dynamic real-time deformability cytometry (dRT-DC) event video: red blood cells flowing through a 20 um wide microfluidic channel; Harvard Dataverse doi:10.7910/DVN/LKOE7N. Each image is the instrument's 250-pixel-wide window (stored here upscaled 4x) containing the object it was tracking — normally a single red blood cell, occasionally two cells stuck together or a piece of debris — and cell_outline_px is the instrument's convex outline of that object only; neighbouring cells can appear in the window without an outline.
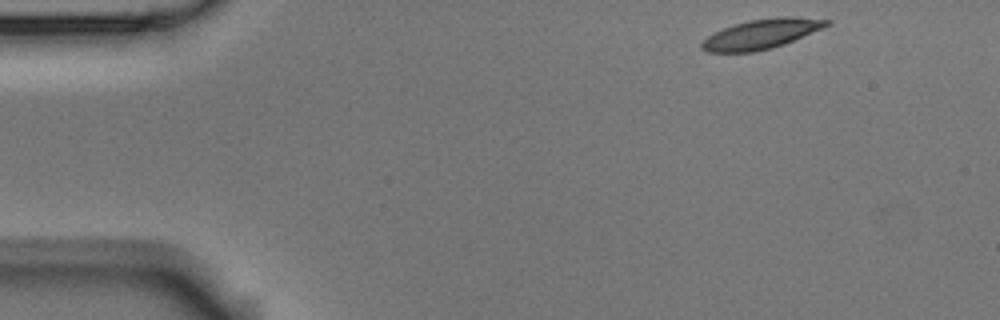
{"species": "Egyptian fruit bat (a non-hibernating species)", "species_latin": "Rousettus aegyptiacus", "temperature_condition": "room temperature", "stored_images_in_passage": 5, "segment_of_instrument_passage": [1, 2], "camera_frame_rate_fps": 3000, "um_per_image_px": 0.085, "animal": {"sex": "male"}, "frame": {"image": 1, "passage_image": 1, "time_ms": 0.0, "image_size_px": [1000, 320], "cell_outline_px": [[832, 24], [784, 44], [772, 48], [752, 52], [708, 52], [700, 48], [700, 44], [708, 36], [732, 24], [748, 20], [776, 16], [792, 16], [832, 20]], "centroid_in_image_um": [64.74, 2.87], "position_along_channel_um": 20.3, "area_um2": 21.68}}
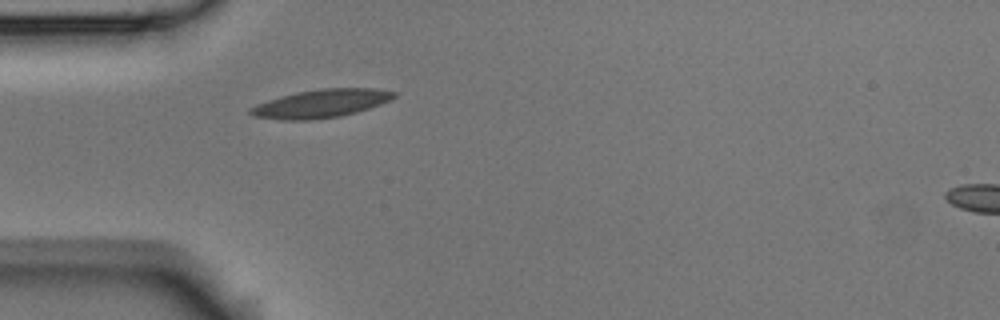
{"frame": {"image": 2, "passage_image": 4, "time_ms": 3.333, "image_size_px": [1000, 320], "cell_outline_px": [[396, 96], [392, 100], [356, 112], [340, 116], [308, 120], [280, 120], [252, 116], [248, 112], [248, 108], [256, 104], [280, 96], [296, 92], [320, 88], [372, 88], [396, 92]], "centroid_in_image_um": [27.25, 8.8], "position_along_channel_um": 57.8, "area_um2": 23.7}}